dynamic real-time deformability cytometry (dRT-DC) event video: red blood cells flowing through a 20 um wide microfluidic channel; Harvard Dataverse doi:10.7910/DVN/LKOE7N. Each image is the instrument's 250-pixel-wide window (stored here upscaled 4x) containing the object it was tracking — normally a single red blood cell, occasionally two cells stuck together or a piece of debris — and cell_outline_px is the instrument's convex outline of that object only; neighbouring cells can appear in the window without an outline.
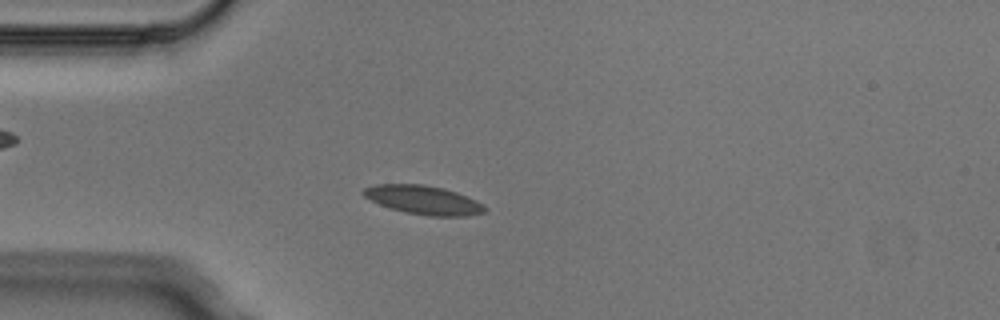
{"species": "Egyptian fruit bat (a non-hibernating species)", "species_latin": "Rousettus aegyptiacus", "temperature_condition": "cold", "stored_images_in_passage": 3, "camera_frame_rate_fps": 3000, "um_per_image_px": 0.085, "animal": {"sex": "male"}, "frame": {"image": 1, "passage_image": 3, "time_ms": 0.667, "image_size_px": [1000, 320], "cell_outline_px": [[488, 208], [484, 212], [468, 216], [428, 216], [404, 212], [380, 204], [364, 196], [360, 192], [364, 188], [376, 184], [424, 184], [444, 188], [456, 192], [476, 200], [484, 204]], "centroid_in_image_um": [36.02, 16.99], "position_along_channel_um": 49.0, "area_um2": 20.4}}